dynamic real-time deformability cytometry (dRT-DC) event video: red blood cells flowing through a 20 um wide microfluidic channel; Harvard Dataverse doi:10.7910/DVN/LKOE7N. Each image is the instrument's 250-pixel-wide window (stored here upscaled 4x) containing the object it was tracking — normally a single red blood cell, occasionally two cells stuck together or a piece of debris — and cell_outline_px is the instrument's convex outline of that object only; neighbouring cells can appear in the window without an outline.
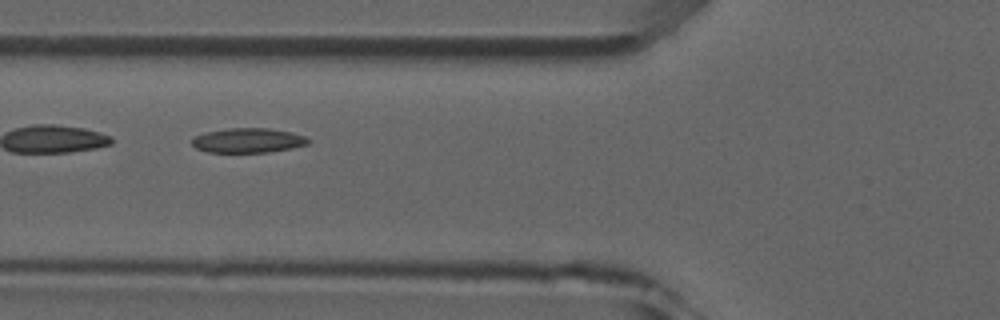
{"species": "common noctule bat (a hibernating species)", "species_latin": "Nyctalus noctula", "temperature_condition": "room temperature", "stored_images_in_passage": 8, "camera_frame_rate_fps": 3000, "um_per_image_px": 0.085, "animal": {"sex": "male", "forearm_length_mm": 52.5}, "frame": {"image": 1, "passage_image": 6, "time_ms": 5.667, "image_size_px": [1000, 320], "cell_outline_px": [[312, 140], [308, 144], [292, 148], [268, 152], [208, 152], [196, 148], [192, 144], [192, 136], [208, 132], [228, 128], [268, 128], [292, 132], [304, 136]], "centroid_in_image_um": [21.1, 11.93], "position_along_channel_um": 104.7, "area_um2": 16.7}}
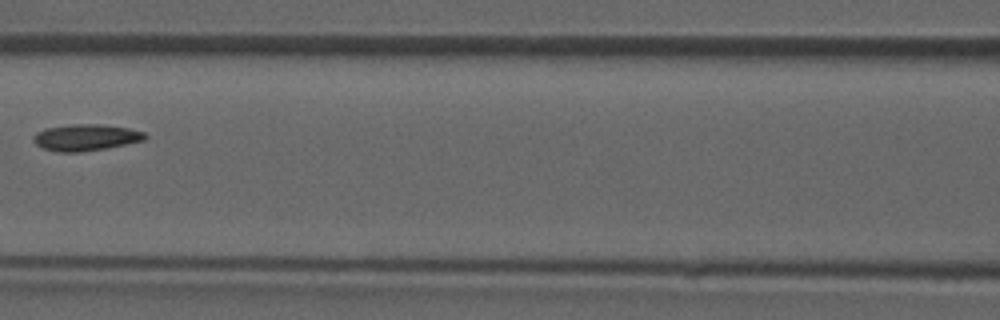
{"frame": {"image": 2, "passage_image": 7, "time_ms": 7.0, "image_size_px": [1000, 320], "cell_outline_px": [[148, 136], [144, 140], [104, 148], [80, 152], [56, 152], [44, 148], [36, 144], [32, 140], [36, 132], [44, 128], [72, 124], [100, 124], [128, 128], [144, 132]], "centroid_in_image_um": [7.26, 11.67], "position_along_channel_um": 159.3, "area_um2": 17.11}}